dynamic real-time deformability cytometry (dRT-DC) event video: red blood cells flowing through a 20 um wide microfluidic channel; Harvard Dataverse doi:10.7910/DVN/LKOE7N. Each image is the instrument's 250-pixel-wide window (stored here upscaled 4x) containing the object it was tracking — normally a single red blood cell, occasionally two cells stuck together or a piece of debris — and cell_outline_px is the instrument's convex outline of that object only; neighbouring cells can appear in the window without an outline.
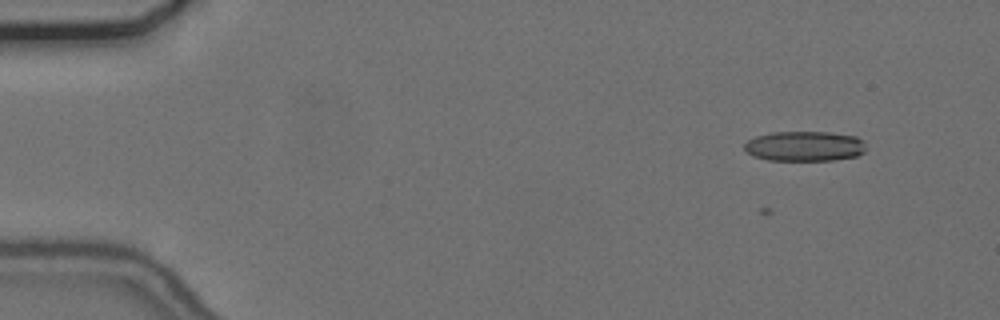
{"species": "common noctule bat (a hibernating species)", "species_latin": "Nyctalus noctula", "temperature_condition": "cold", "stored_images_in_passage": 5, "camera_frame_rate_fps": 3000, "um_per_image_px": 0.085, "animal": {"sex": "female", "body_mass_g": 24.6, "forearm_length_mm": 56.2}, "frame": {"image": 1, "passage_image": 5, "time_ms": 1.333, "image_size_px": [1000, 320], "cell_outline_px": [[864, 152], [856, 156], [832, 160], [768, 160], [752, 156], [744, 148], [744, 144], [748, 140], [756, 136], [772, 132], [828, 132], [856, 136], [864, 140]], "centroid_in_image_um": [68.38, 12.42], "position_along_channel_um": 16.6, "area_um2": 21.27}}